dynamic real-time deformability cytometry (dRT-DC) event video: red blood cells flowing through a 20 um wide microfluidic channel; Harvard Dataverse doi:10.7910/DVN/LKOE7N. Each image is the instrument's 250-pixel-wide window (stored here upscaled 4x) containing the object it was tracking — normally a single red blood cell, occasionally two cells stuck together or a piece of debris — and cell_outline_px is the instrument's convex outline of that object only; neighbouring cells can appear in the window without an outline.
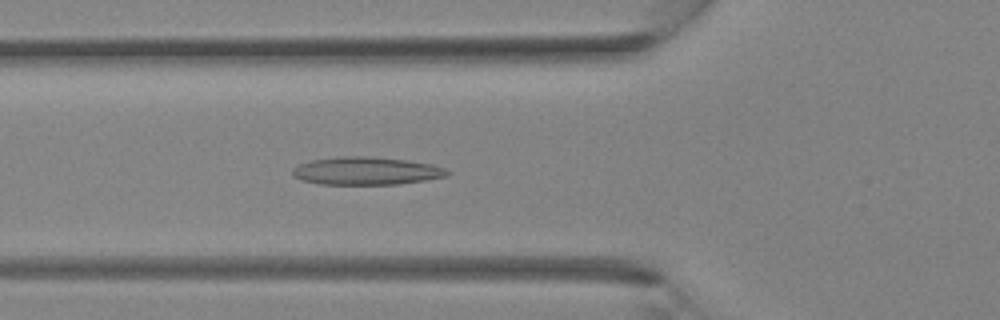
{"species": "Egyptian fruit bat (a non-hibernating species)", "species_latin": "Rousettus aegyptiacus", "temperature_condition": "room temperature", "stored_images_in_passage": 27, "camera_frame_rate_fps": 3000, "um_per_image_px": 0.085, "animal": {"sex": "female"}, "frame": {"image": 1, "passage_image": 3, "time_ms": 0.667, "image_size_px": [1000, 320], "cell_outline_px": [[452, 172], [448, 176], [400, 184], [320, 184], [300, 180], [292, 176], [292, 168], [300, 164], [312, 160], [340, 156], [372, 156], [408, 160], [432, 164], [444, 168]], "centroid_in_image_um": [31.14, 14.52], "position_along_channel_um": 94.7, "area_um2": 25.32}}
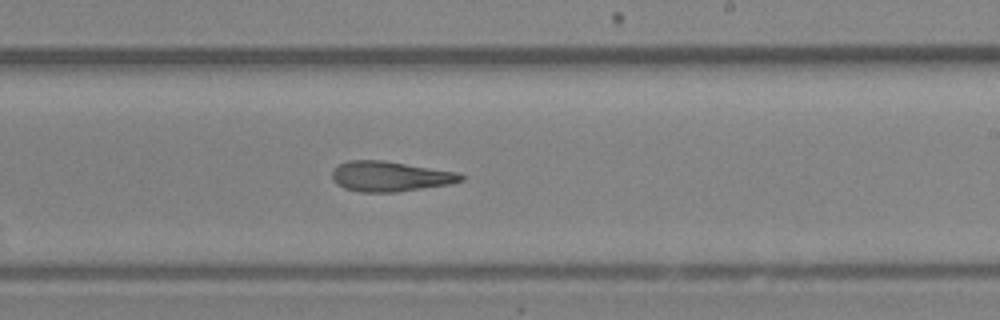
{"frame": {"image": 2, "passage_image": 12, "time_ms": 3.667, "image_size_px": [1000, 320], "cell_outline_px": [[464, 180], [452, 184], [396, 192], [360, 192], [344, 188], [336, 184], [332, 180], [332, 172], [340, 164], [348, 160], [384, 160], [460, 172], [464, 176]], "centroid_in_image_um": [33.2, 14.99], "position_along_channel_um": 255.8, "area_um2": 22.89}}
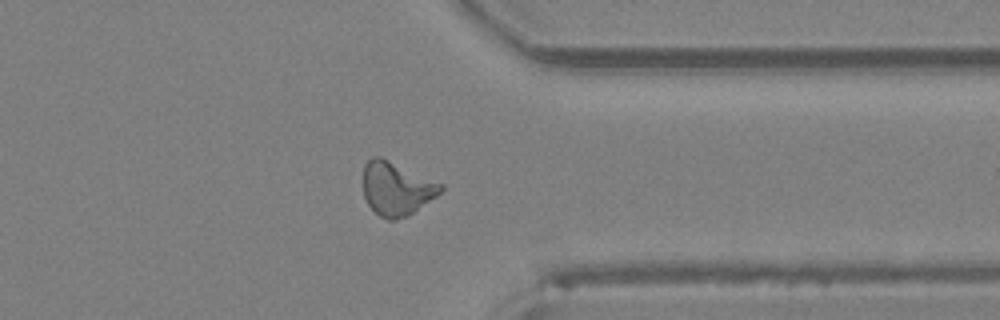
{"frame": {"image": 3, "passage_image": 19, "time_ms": 6.0, "image_size_px": [1000, 320], "cell_outline_px": [[444, 188], [436, 196], [408, 216], [396, 220], [388, 220], [380, 216], [368, 204], [364, 196], [364, 164], [372, 156], [380, 156], [444, 184]], "centroid_in_image_um": [33.71, 16.02], "position_along_channel_um": 377.7, "area_um2": 24.1}}